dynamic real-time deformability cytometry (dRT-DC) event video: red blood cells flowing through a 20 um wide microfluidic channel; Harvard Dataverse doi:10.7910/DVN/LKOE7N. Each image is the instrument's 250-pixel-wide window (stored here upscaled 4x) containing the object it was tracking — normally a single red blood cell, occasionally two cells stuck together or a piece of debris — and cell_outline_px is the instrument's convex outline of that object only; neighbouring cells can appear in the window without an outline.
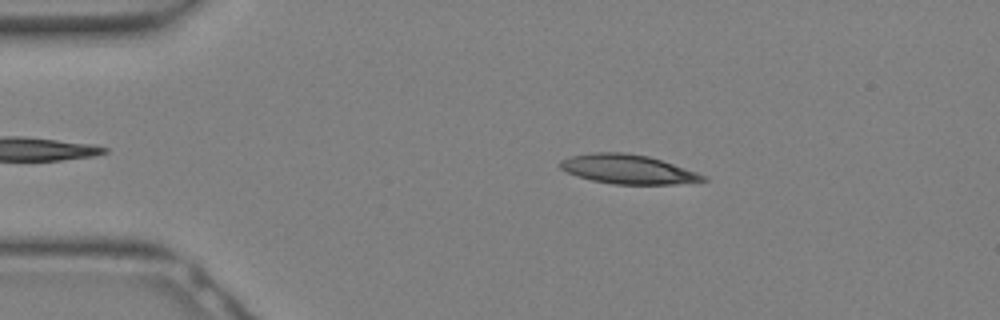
{"species": "Egyptian fruit bat (a non-hibernating species)", "species_latin": "Rousettus aegyptiacus", "temperature_condition": "warm", "stored_images_in_passage": 14, "camera_frame_rate_fps": 3000, "um_per_image_px": 0.085, "animal": {"sex": "female"}, "frame": {"image": 1, "passage_image": 5, "time_ms": 1.333, "image_size_px": [1000, 320], "cell_outline_px": [[708, 180], [676, 184], [616, 184], [592, 180], [576, 176], [560, 168], [560, 160], [572, 156], [592, 152], [624, 152], [648, 156], [708, 176]], "centroid_in_image_um": [53.36, 14.38], "position_along_channel_um": 31.6, "area_um2": 24.1}}
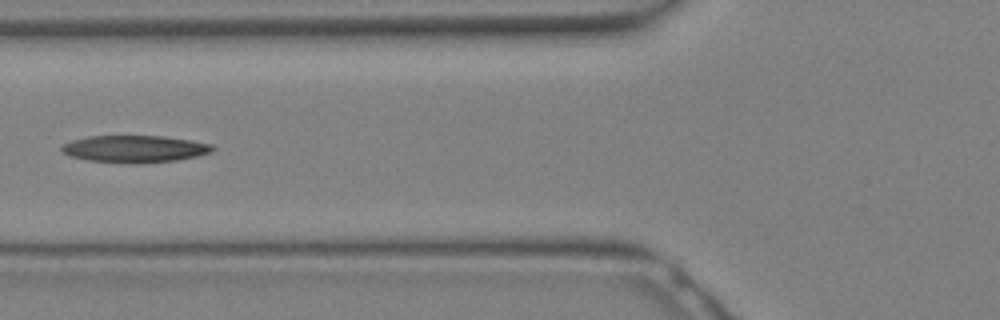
{"frame": {"image": 2, "passage_image": 11, "time_ms": 3.333, "image_size_px": [1000, 320], "cell_outline_px": [[216, 148], [212, 152], [196, 156], [176, 160], [136, 164], [132, 164], [88, 160], [72, 156], [60, 152], [60, 148], [64, 144], [72, 140], [88, 136], [164, 136], [212, 144]], "centroid_in_image_um": [11.44, 12.66], "position_along_channel_um": 114.4, "area_um2": 23.81}}
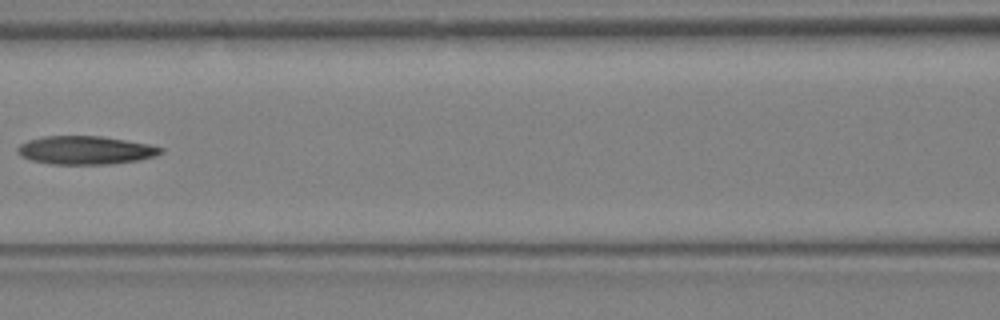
{"frame": {"image": 3, "passage_image": 13, "time_ms": 4.0, "image_size_px": [1000, 320], "cell_outline_px": [[164, 152], [156, 156], [140, 160], [112, 164], [52, 164], [32, 160], [20, 156], [16, 152], [16, 148], [20, 144], [28, 140], [44, 136], [100, 136], [148, 144], [164, 148]], "centroid_in_image_um": [7.27, 12.77], "position_along_channel_um": 159.3, "area_um2": 23.76}}